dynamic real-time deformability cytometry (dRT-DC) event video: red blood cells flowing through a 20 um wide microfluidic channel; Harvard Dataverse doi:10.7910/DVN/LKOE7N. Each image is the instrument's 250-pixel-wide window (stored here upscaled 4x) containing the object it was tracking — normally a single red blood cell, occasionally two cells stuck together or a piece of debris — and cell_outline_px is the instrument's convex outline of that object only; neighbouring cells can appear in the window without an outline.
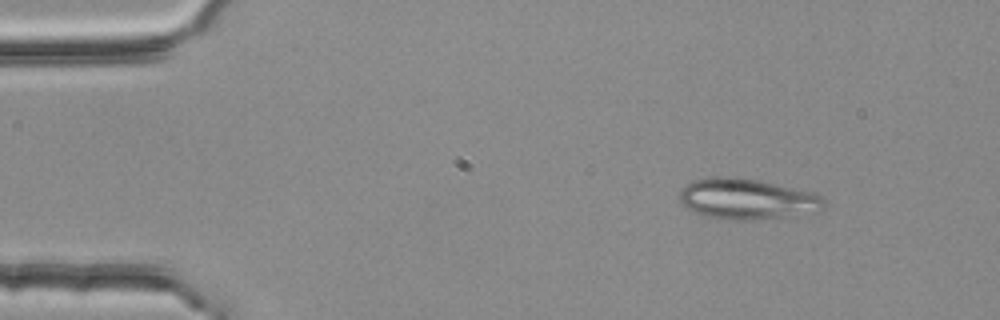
{"species": "common noctule bat (a hibernating species)", "species_latin": "Nyctalus noctula", "temperature_condition": "room temperature", "stored_images_in_passage": 3, "camera_frame_rate_fps": 3000, "um_per_image_px": 0.085, "animal": {"sex": "female", "body_mass_g": 25.1}, "frame": {"image": 1, "passage_image": 1, "time_ms": 0.0, "image_size_px": [1000, 320], "cell_outline_px": [[828, 204], [824, 208], [816, 212], [784, 216], [748, 220], [736, 220], [704, 216], [692, 212], [684, 208], [680, 200], [680, 192], [692, 180], [716, 176], [736, 176], [760, 180], [812, 192], [820, 196]], "centroid_in_image_um": [63.48, 16.9], "position_along_channel_um": 21.5, "area_um2": 34.39}}